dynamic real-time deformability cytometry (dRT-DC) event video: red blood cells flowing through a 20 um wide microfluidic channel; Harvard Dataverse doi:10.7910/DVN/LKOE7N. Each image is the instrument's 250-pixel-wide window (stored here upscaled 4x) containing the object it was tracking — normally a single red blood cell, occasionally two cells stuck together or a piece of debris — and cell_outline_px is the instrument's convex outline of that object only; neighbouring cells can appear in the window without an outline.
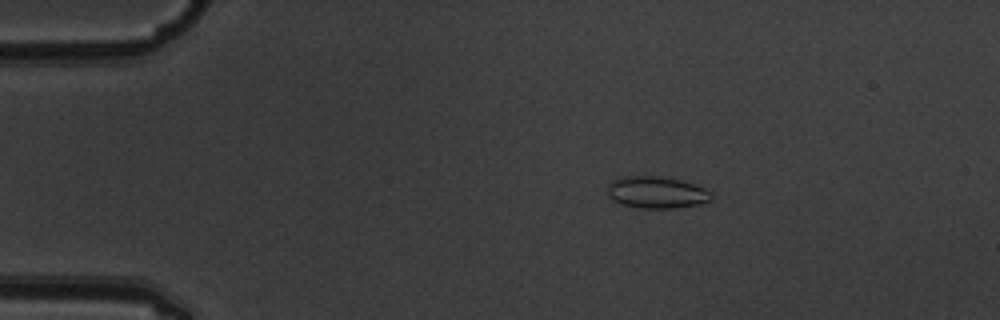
{"species": "common noctule bat (a hibernating species)", "species_latin": "Nyctalus noctula", "temperature_condition": "warm", "stored_images_in_passage": 3, "camera_frame_rate_fps": 3000, "um_per_image_px": 0.085, "animal": {"sex": "male", "body_mass_g": 19.5, "forearm_length_mm": 54.6}, "frame": {"image": 1, "passage_image": 2, "time_ms": 0.333, "image_size_px": [1000, 320], "cell_outline_px": [[716, 196], [712, 200], [696, 204], [672, 208], [640, 208], [620, 204], [612, 200], [608, 196], [608, 184], [612, 180], [624, 176], [660, 176], [680, 180], [704, 188], [712, 192]], "centroid_in_image_um": [55.8, 16.35], "position_along_channel_um": 29.2, "area_um2": 19.36}}